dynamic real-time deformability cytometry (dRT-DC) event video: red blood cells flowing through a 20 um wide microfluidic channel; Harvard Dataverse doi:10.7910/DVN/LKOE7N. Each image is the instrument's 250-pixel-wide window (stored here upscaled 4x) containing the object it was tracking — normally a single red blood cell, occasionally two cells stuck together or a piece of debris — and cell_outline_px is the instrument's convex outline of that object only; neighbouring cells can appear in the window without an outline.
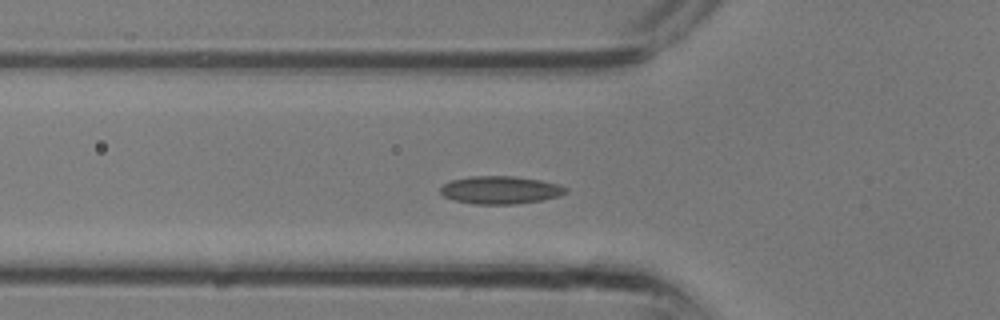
{"species": "common noctule bat (a hibernating species)", "species_latin": "Nyctalus noctula", "temperature_condition": "room temperature", "stored_images_in_passage": 26, "camera_frame_rate_fps": 3000, "um_per_image_px": 0.085, "animal": {"sex": "male", "body_mass_g": 13.3}, "frame": {"image": 1, "passage_image": 8, "time_ms": 2.333, "image_size_px": [1000, 320], "cell_outline_px": [[568, 192], [560, 196], [544, 200], [516, 204], [472, 204], [452, 200], [444, 196], [440, 192], [440, 188], [444, 184], [452, 180], [472, 176], [516, 176], [540, 180], [560, 184], [568, 188]], "centroid_in_image_um": [42.57, 16.15], "position_along_channel_um": 83.2, "area_um2": 20.58}}
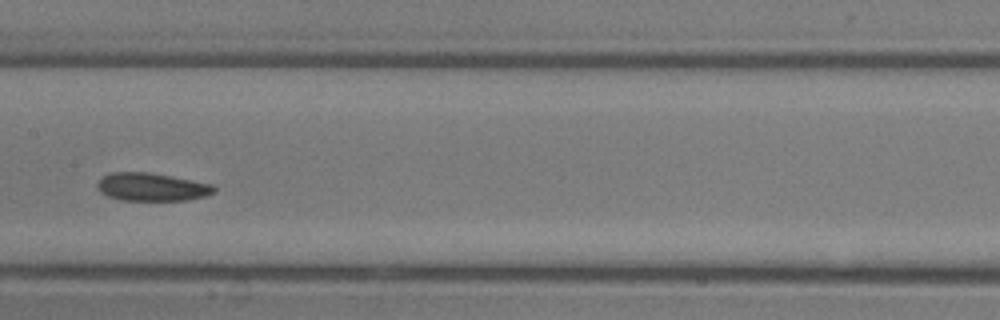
{"frame": {"image": 2, "passage_image": 13, "time_ms": 4.0, "image_size_px": [1000, 320], "cell_outline_px": [[216, 192], [204, 196], [188, 200], [120, 200], [108, 196], [100, 192], [96, 188], [96, 184], [104, 176], [112, 172], [148, 172], [192, 180], [212, 184], [216, 188]], "centroid_in_image_um": [12.89, 15.89], "position_along_channel_um": 194.5, "area_um2": 19.02}}
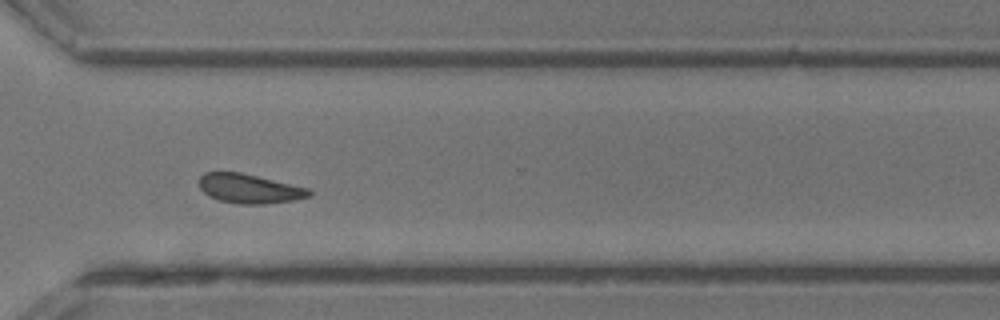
{"frame": {"image": 3, "passage_image": 20, "time_ms": 6.333, "image_size_px": [1000, 320], "cell_outline_px": [[312, 196], [292, 200], [264, 204], [236, 204], [220, 200], [208, 196], [200, 188], [200, 176], [204, 172], [240, 172], [312, 188]], "centroid_in_image_um": [21.24, 16.03], "position_along_channel_um": 349.4, "area_um2": 18.96}}